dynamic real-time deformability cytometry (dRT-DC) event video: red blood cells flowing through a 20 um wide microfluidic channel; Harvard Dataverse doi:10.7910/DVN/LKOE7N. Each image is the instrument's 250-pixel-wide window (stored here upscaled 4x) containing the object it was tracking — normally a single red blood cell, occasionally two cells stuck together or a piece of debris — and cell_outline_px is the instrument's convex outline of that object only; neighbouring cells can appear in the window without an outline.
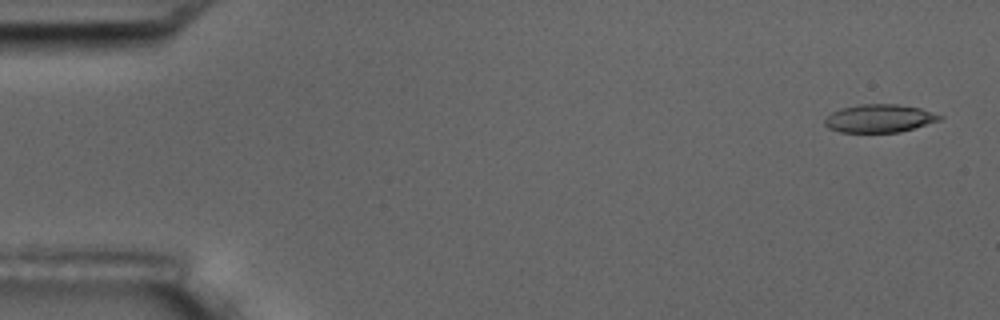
{"species": "common noctule bat (a hibernating species)", "species_latin": "Nyctalus noctula", "temperature_condition": "room temperature", "stored_images_in_passage": 5, "camera_frame_rate_fps": 3000, "um_per_image_px": 0.085, "animal": {"sex": "male", "body_mass_g": 17.5, "forearm_length_mm": 52.3}, "frame": {"image": 1, "passage_image": 1, "time_ms": 0.0, "image_size_px": [1000, 320], "cell_outline_px": [[944, 116], [940, 120], [900, 132], [840, 132], [828, 128], [824, 124], [824, 120], [832, 112], [840, 108], [860, 104], [896, 104], [920, 108]], "centroid_in_image_um": [74.73, 10.06], "position_along_channel_um": 10.3, "area_um2": 18.73}}
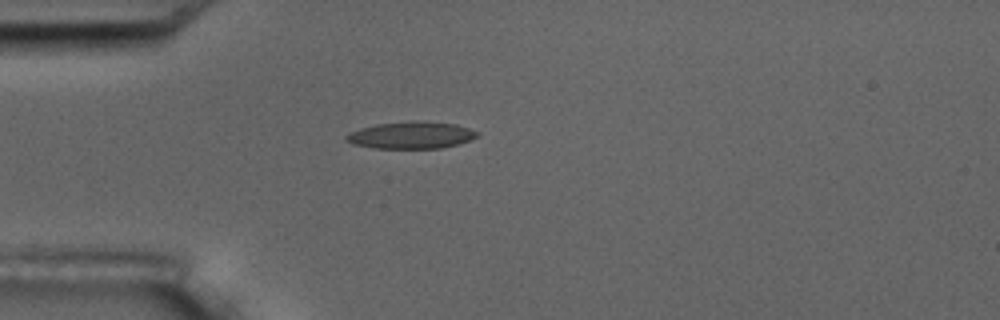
{"frame": {"image": 2, "passage_image": 5, "time_ms": 4.333, "image_size_px": [1000, 320], "cell_outline_px": [[480, 136], [456, 144], [440, 148], [372, 148], [352, 144], [344, 140], [344, 136], [360, 128], [376, 124], [412, 120], [416, 120], [456, 124], [480, 132]], "centroid_in_image_um": [34.93, 11.48], "position_along_channel_um": 50.1, "area_um2": 20.69}}